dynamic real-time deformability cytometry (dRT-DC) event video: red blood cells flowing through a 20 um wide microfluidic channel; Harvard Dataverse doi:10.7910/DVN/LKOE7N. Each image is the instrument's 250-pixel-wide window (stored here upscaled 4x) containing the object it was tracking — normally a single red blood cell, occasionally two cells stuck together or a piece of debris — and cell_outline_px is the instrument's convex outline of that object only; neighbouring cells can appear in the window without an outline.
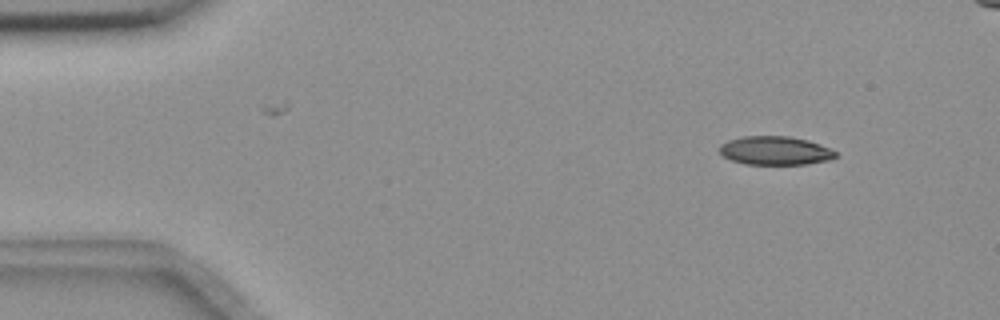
{"species": "common noctule bat (a hibernating species)", "species_latin": "Nyctalus noctula", "temperature_condition": "room temperature", "stored_images_in_passage": 51, "camera_frame_rate_fps": 3000, "um_per_image_px": 0.085, "animal": {"sex": "female", "body_mass_g": 18.4}, "frame": {"image": 1, "passage_image": 1, "time_ms": 0.0, "image_size_px": [1000, 320], "cell_outline_px": [[836, 156], [828, 160], [808, 164], [744, 164], [732, 160], [724, 156], [720, 152], [720, 144], [728, 140], [744, 136], [788, 136], [808, 140], [820, 144], [836, 152]], "centroid_in_image_um": [65.88, 12.8], "position_along_channel_um": 19.1, "area_um2": 19.25}}
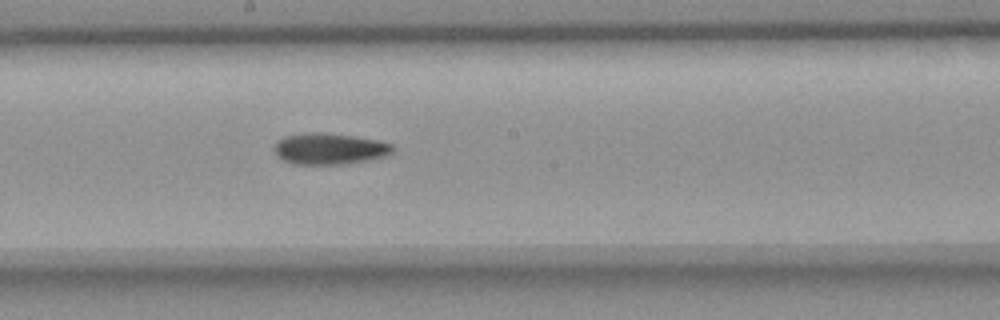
{"frame": {"image": 2, "passage_image": 25, "time_ms": 8.0, "image_size_px": [1000, 320], "cell_outline_px": [[392, 152], [384, 156], [372, 160], [348, 164], [292, 164], [276, 156], [276, 144], [284, 136], [308, 132], [324, 132], [352, 136], [376, 140], [392, 144]], "centroid_in_image_um": [28.01, 12.65], "position_along_channel_um": 220.2, "area_um2": 21.5}}
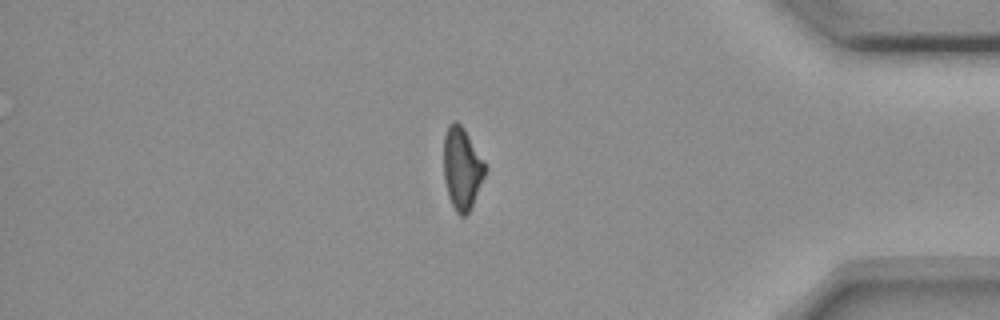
{"frame": {"image": 3, "passage_image": 42, "time_ms": 13.667, "image_size_px": [1000, 320], "cell_outline_px": [[488, 168], [472, 204], [468, 212], [464, 216], [460, 216], [456, 212], [448, 196], [444, 180], [444, 136], [448, 124], [452, 120], [456, 120], [464, 128]], "centroid_in_image_um": [39.26, 14.28], "position_along_channel_um": 395.9, "area_um2": 19.77}, "authors_computed_cell_mechanics": {"area_um2": 20.808, "velocity_mm_per_s": 3.647, "shape_relaxation_time_tau1_ms": 10.6998, "shape_relaxation_time_tau2_ms": null, "deformation_change_tau1": 0.2352, "deformation_change_tau2": null}}